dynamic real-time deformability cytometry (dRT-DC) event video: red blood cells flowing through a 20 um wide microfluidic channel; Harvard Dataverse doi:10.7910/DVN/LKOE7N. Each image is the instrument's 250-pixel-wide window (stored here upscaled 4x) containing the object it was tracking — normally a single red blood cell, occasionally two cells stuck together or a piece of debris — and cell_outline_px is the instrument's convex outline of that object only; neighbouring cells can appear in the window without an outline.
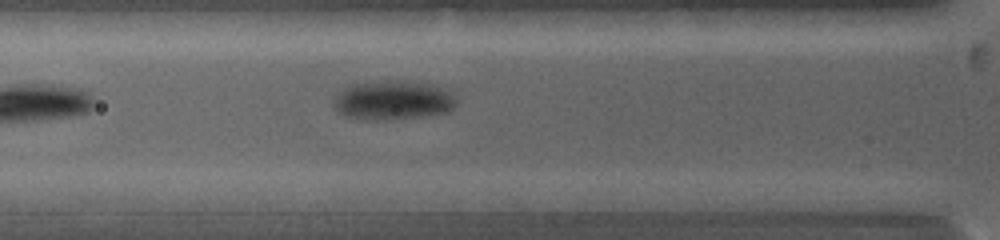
{"species": "common noctule bat (a hibernating species)", "species_latin": "Nyctalus noctula", "temperature_condition": "warm", "stored_images_in_passage": 9, "camera_frame_rate_fps": 5000, "um_per_image_px": 0.085, "animal": {"sex": "female", "body_mass_g": 19.0, "forearm_length_mm": 53.3}, "frame": {"image": 1, "passage_image": 3, "time_ms": 0.8, "image_size_px": [1000, 240], "cell_outline_px": [[456, 104], [448, 112], [420, 116], [388, 120], [368, 120], [348, 116], [332, 108], [332, 100], [344, 88], [352, 84], [388, 80], [432, 84], [452, 92], [456, 96]], "centroid_in_image_um": [33.39, 8.52], "position_along_channel_um": 92.4, "area_um2": 27.98}}
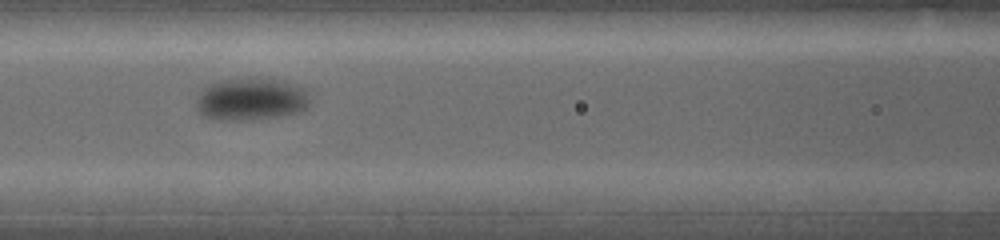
{"frame": {"image": 2, "passage_image": 6, "time_ms": 2.2, "image_size_px": [1000, 240], "cell_outline_px": [[308, 108], [300, 112], [280, 116], [248, 120], [220, 120], [204, 116], [196, 108], [196, 100], [200, 88], [216, 80], [256, 76], [284, 80], [304, 88], [308, 92]], "centroid_in_image_um": [21.31, 8.39], "position_along_channel_um": 145.3, "area_um2": 29.02}}
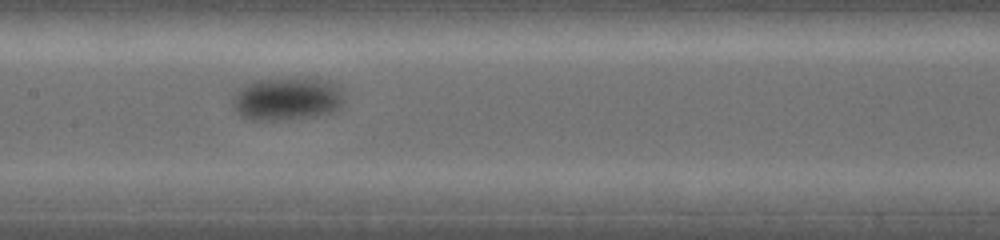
{"frame": {"image": 3, "passage_image": 8, "time_ms": 3.2, "image_size_px": [1000, 240], "cell_outline_px": [[344, 96], [340, 108], [332, 112], [320, 116], [284, 120], [252, 120], [240, 116], [236, 112], [232, 104], [232, 96], [240, 88], [256, 80], [284, 76], [288, 76], [328, 80], [340, 88]], "centroid_in_image_um": [24.4, 8.39], "position_along_channel_um": 183.0, "area_um2": 28.78}}